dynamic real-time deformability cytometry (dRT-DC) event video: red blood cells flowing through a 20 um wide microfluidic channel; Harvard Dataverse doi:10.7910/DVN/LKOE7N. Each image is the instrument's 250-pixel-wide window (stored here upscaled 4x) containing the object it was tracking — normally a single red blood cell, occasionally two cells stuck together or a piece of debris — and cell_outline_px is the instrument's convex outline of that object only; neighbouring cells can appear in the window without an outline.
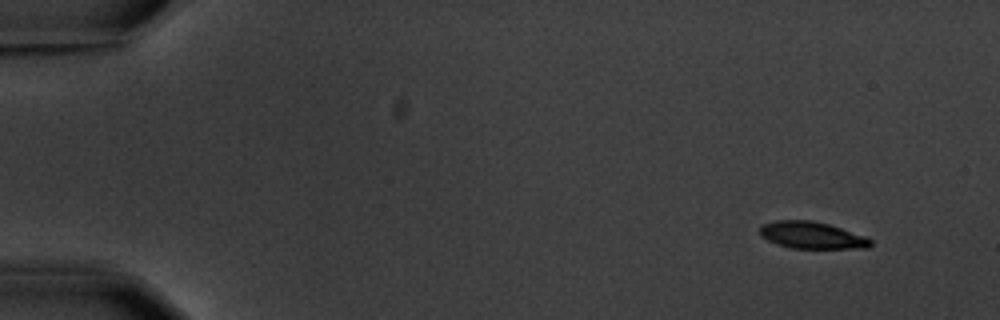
{"species": "common noctule bat (a hibernating species)", "species_latin": "Nyctalus noctula", "temperature_condition": "warm", "stored_images_in_passage": 5, "camera_frame_rate_fps": 3000, "um_per_image_px": 0.085, "animal": {"sex": "male", "body_mass_g": 20.1, "forearm_length_mm": 53.5}, "frame": {"image": 1, "passage_image": 1, "time_ms": 0.0, "image_size_px": [1000, 320], "cell_outline_px": [[872, 244], [868, 248], [792, 248], [776, 244], [760, 236], [760, 228], [764, 224], [776, 220], [812, 220], [828, 224], [864, 236], [872, 240]], "centroid_in_image_um": [68.99, 20.0], "position_along_channel_um": 16.0, "area_um2": 17.22}}
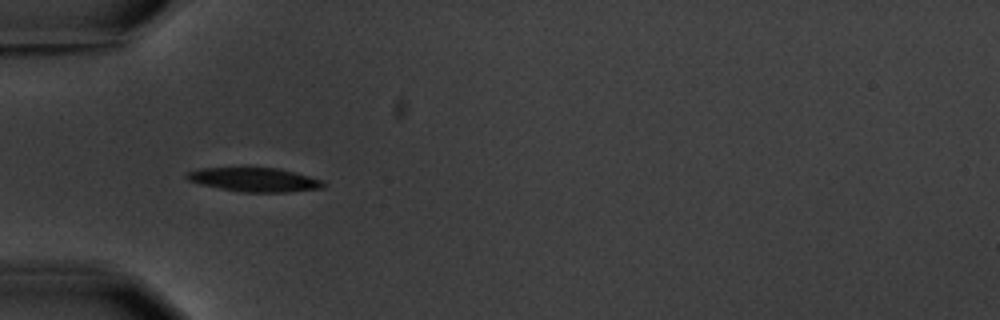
{"frame": {"image": 2, "passage_image": 4, "time_ms": 4.667, "image_size_px": [1000, 320], "cell_outline_px": [[324, 188], [288, 192], [244, 192], [220, 188], [200, 184], [188, 180], [184, 176], [188, 172], [200, 168], [248, 164], [280, 168], [308, 176], [320, 180], [324, 184]], "centroid_in_image_um": [21.55, 15.21], "position_along_channel_um": 63.4, "area_um2": 20.0}}
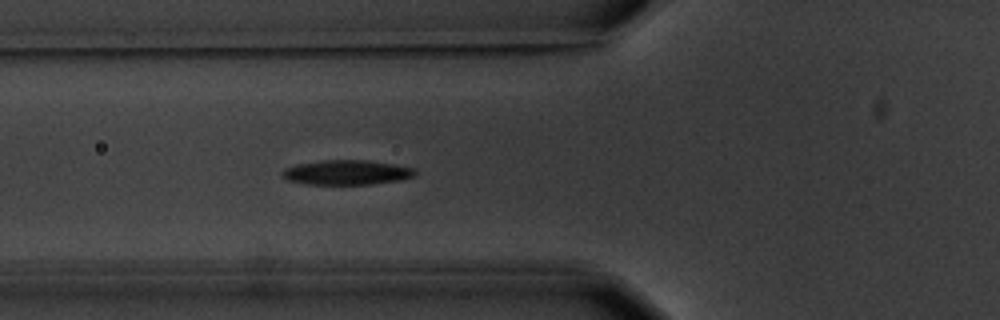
{"frame": {"image": 3, "passage_image": 5, "time_ms": 5.667, "image_size_px": [1000, 320], "cell_outline_px": [[416, 172], [412, 176], [400, 180], [372, 184], [308, 184], [288, 180], [280, 172], [284, 168], [296, 164], [324, 160], [364, 160], [392, 164], [412, 168]], "centroid_in_image_um": [29.42, 14.65], "position_along_channel_um": 96.4, "area_um2": 18.84}}